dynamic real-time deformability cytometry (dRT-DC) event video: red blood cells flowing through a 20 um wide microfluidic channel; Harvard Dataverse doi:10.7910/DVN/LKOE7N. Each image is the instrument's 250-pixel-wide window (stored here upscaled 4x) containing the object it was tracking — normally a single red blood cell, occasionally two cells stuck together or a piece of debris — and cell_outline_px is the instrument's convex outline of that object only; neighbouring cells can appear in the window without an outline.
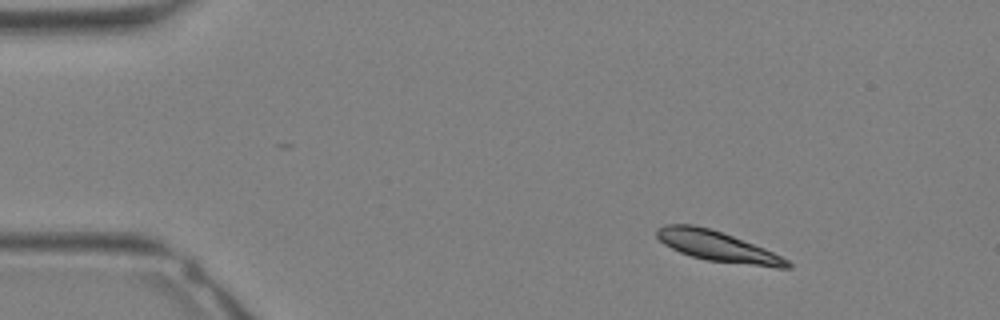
{"species": "Egyptian fruit bat (a non-hibernating species)", "species_latin": "Rousettus aegyptiacus", "temperature_condition": "warm", "stored_images_in_passage": 31, "camera_frame_rate_fps": 3000, "um_per_image_px": 0.085, "animal": {"sex": "female"}, "frame": {"image": 1, "passage_image": 3, "time_ms": 0.667, "image_size_px": [1000, 320], "cell_outline_px": [[792, 268], [776, 268], [704, 260], [680, 252], [664, 244], [656, 236], [656, 228], [664, 224], [692, 224], [708, 228], [732, 236], [764, 248], [788, 260], [792, 264]], "centroid_in_image_um": [60.97, 20.95], "position_along_channel_um": 24.0, "area_um2": 22.95}}
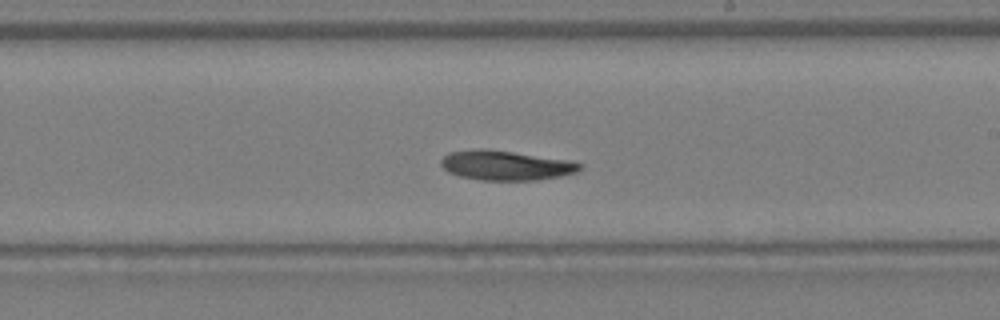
{"frame": {"image": 2, "passage_image": 18, "time_ms": 5.667, "image_size_px": [1000, 320], "cell_outline_px": [[584, 168], [576, 172], [560, 176], [536, 180], [480, 180], [460, 176], [448, 172], [440, 164], [440, 160], [448, 152], [480, 148], [488, 148], [572, 160], [584, 164]], "centroid_in_image_um": [43.02, 14.04], "position_along_channel_um": 246.0, "area_um2": 24.39}}
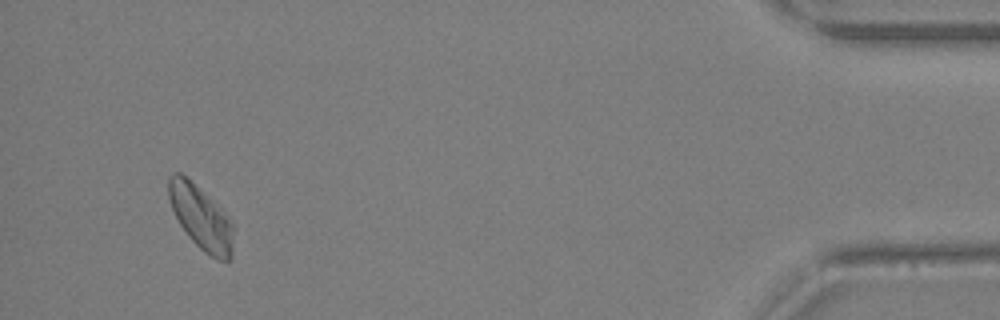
{"frame": {"image": 3, "passage_image": 30, "time_ms": 9.667, "image_size_px": [1000, 320], "cell_outline_px": [[232, 260], [216, 260], [204, 252], [188, 236], [180, 224], [172, 208], [168, 196], [168, 176], [172, 172], [180, 172], [208, 196], [232, 224]], "centroid_in_image_um": [17.04, 18.5], "position_along_channel_um": 418.2, "area_um2": 23.47}}